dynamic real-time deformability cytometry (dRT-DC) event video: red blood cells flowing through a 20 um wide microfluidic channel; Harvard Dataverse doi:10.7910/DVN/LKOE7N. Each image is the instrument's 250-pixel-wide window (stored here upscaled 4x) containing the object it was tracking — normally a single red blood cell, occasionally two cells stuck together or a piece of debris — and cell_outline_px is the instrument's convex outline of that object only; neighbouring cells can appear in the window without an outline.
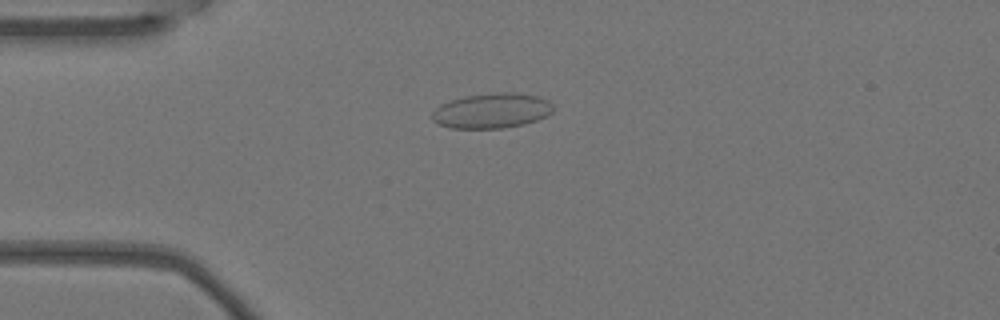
{"species": "Egyptian fruit bat (a non-hibernating species)", "species_latin": "Rousettus aegyptiacus", "temperature_condition": "warm", "stored_images_in_passage": 5, "camera_frame_rate_fps": 3000, "um_per_image_px": 0.085, "animal": {"sex": "female"}, "frame": {"image": 1, "passage_image": 4, "time_ms": 1.0, "image_size_px": [1000, 320], "cell_outline_px": [[552, 112], [548, 116], [524, 124], [500, 128], [448, 128], [432, 120], [432, 112], [440, 104], [464, 96], [500, 92], [512, 92], [536, 96], [548, 100], [552, 104]], "centroid_in_image_um": [41.79, 9.41], "position_along_channel_um": 43.2, "area_um2": 24.62}}